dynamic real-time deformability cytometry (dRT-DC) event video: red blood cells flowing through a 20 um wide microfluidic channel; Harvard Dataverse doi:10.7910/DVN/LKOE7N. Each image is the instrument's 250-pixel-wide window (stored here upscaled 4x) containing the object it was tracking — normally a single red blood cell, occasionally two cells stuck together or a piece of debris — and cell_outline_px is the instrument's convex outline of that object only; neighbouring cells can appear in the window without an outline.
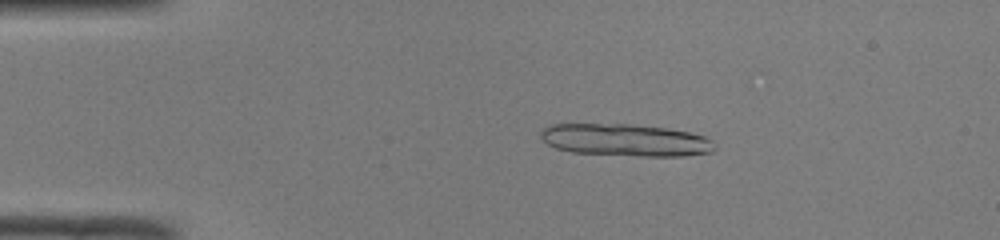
{"species": "common noctule bat (a hibernating species)", "species_latin": "Nyctalus noctula", "temperature_condition": "room temperature", "stored_images_in_passage": 50, "camera_frame_rate_fps": 3000, "um_per_image_px": 0.085, "animal": {"sex": "male", "body_mass_g": 19.0, "forearm_length_mm": 50.8}, "frame": {"image": 1, "passage_image": 10, "time_ms": 3.0, "image_size_px": [1000, 240], "cell_outline_px": [[716, 148], [712, 152], [684, 156], [640, 156], [572, 152], [556, 148], [548, 144], [540, 136], [540, 132], [544, 128], [552, 124], [628, 124], [664, 128], [688, 132], [704, 136], [712, 140], [716, 144]], "centroid_in_image_um": [53.19, 11.91], "position_along_channel_um": 31.8, "area_um2": 32.6}}
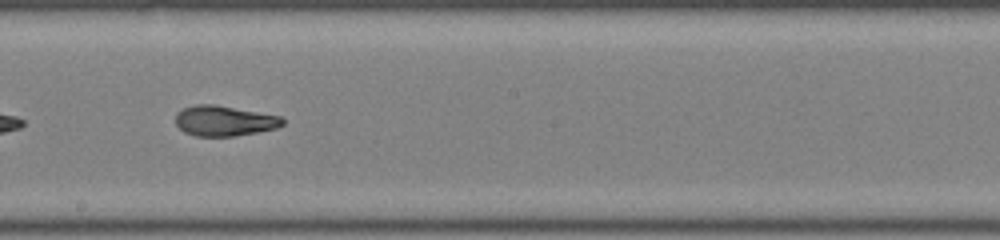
{"frame": {"image": 2, "passage_image": 29, "time_ms": 9.333, "image_size_px": [1000, 240], "cell_outline_px": [[284, 124], [276, 128], [256, 132], [232, 136], [196, 136], [184, 132], [176, 124], [176, 112], [184, 108], [196, 104], [212, 104], [280, 116], [284, 120]], "centroid_in_image_um": [19.03, 10.27], "position_along_channel_um": 229.2, "area_um2": 18.67}}
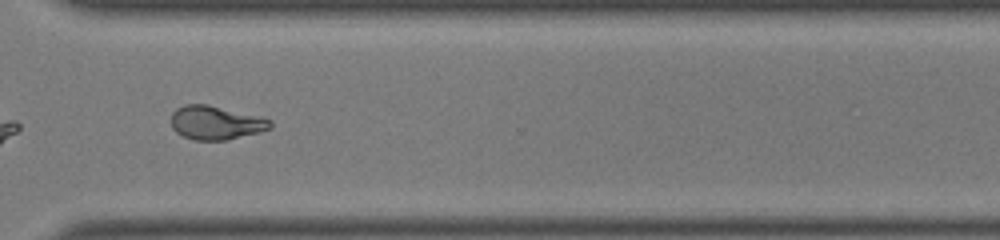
{"frame": {"image": 3, "passage_image": 38, "time_ms": 12.333, "image_size_px": [1000, 240], "cell_outline_px": [[272, 128], [260, 132], [228, 140], [192, 140], [176, 132], [172, 128], [172, 112], [176, 108], [184, 104], [208, 104], [264, 116], [272, 120]], "centroid_in_image_um": [18.39, 10.42], "position_along_channel_um": 352.2, "area_um2": 19.94}, "authors_computed_cell_mechanics": {"area_um2": 19.6231, "velocity_mm_per_s": 4.0849, "shape_relaxation_time_tau1_ms": 7.9549, "shape_relaxation_time_tau2_ms": 1.8451, "deformation_change_tau1": 0.2916, "deformation_change_tau2": 0.0857}}